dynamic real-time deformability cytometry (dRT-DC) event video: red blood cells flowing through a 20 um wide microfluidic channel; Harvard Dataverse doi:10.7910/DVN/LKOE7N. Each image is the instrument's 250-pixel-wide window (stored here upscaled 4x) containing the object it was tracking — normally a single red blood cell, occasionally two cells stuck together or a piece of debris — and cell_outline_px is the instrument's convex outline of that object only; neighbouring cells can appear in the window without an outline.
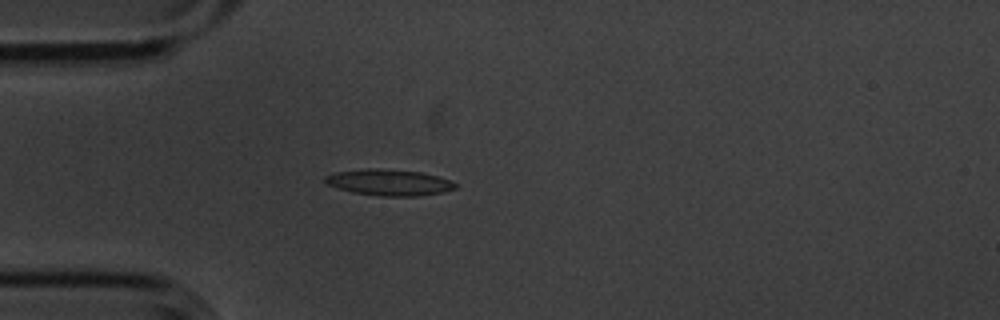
{"species": "common noctule bat (a hibernating species)", "species_latin": "Nyctalus noctula", "temperature_condition": "cold", "stored_images_in_passage": 2, "camera_frame_rate_fps": 3000, "um_per_image_px": 0.085, "animal": {"sex": "male", "body_mass_g": 20.1, "forearm_length_mm": 53.5}, "frame": {"image": 1, "passage_image": 2, "time_ms": 0.333, "image_size_px": [1000, 320], "cell_outline_px": [[456, 188], [444, 192], [416, 196], [380, 196], [352, 192], [328, 184], [324, 180], [324, 176], [336, 172], [368, 168], [376, 168], [420, 172], [436, 176], [448, 180], [456, 184]], "centroid_in_image_um": [33.06, 15.51], "position_along_channel_um": 51.9, "area_um2": 19.59}}